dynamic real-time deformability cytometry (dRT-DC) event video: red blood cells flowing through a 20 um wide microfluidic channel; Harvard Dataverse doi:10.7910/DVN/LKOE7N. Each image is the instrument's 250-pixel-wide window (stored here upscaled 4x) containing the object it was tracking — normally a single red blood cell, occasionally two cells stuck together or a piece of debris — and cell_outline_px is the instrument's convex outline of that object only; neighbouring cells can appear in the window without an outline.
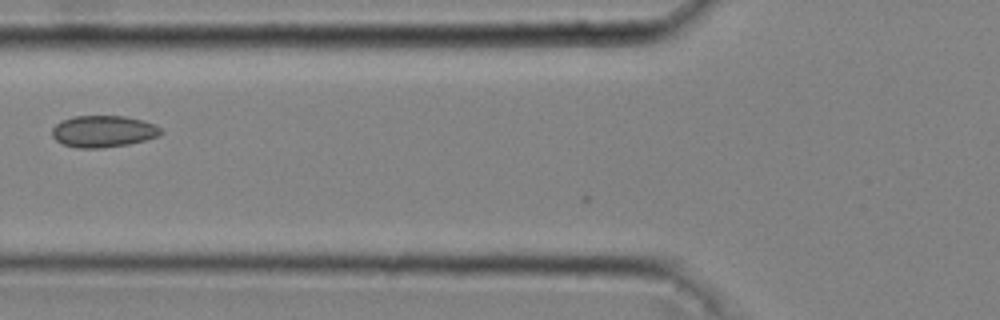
{"species": "common noctule bat (a hibernating species)", "species_latin": "Nyctalus noctula", "temperature_condition": "cold", "stored_images_in_passage": 4, "camera_frame_rate_fps": 3000, "um_per_image_px": 0.085, "animal": {"sex": "male", "body_mass_g": 20.4}, "frame": {"image": 1, "passage_image": 3, "time_ms": 0.667, "image_size_px": [1000, 320], "cell_outline_px": [[164, 132], [160, 136], [128, 144], [104, 148], [76, 148], [64, 144], [56, 140], [52, 136], [52, 128], [60, 120], [72, 116], [124, 116], [156, 124]], "centroid_in_image_um": [8.77, 11.16], "position_along_channel_um": 117.0, "area_um2": 20.23}}